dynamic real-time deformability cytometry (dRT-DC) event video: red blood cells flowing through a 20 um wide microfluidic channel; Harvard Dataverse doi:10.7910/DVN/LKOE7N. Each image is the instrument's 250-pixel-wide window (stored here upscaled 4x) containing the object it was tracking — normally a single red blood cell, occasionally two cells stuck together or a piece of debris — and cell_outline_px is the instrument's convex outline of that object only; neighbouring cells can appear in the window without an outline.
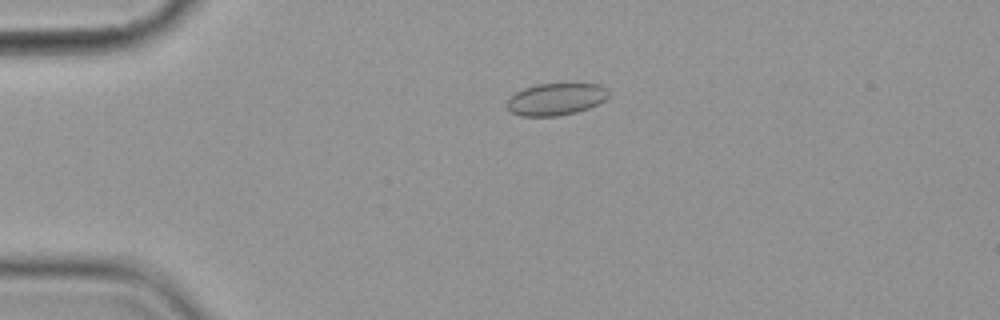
{"species": "common noctule bat (a hibernating species)", "species_latin": "Nyctalus noctula", "temperature_condition": "cold", "stored_images_in_passage": 2, "camera_frame_rate_fps": 3000, "um_per_image_px": 0.085, "animal": {"sex": "female", "body_mass_g": 19.9}, "frame": {"image": 1, "passage_image": 1, "time_ms": 0.0, "image_size_px": [1000, 320], "cell_outline_px": [[608, 96], [604, 100], [588, 108], [576, 112], [556, 116], [520, 116], [512, 112], [504, 104], [516, 92], [524, 88], [536, 84], [576, 80], [600, 84], [608, 92]], "centroid_in_image_um": [47.27, 8.37], "position_along_channel_um": 37.7, "area_um2": 19.71}}